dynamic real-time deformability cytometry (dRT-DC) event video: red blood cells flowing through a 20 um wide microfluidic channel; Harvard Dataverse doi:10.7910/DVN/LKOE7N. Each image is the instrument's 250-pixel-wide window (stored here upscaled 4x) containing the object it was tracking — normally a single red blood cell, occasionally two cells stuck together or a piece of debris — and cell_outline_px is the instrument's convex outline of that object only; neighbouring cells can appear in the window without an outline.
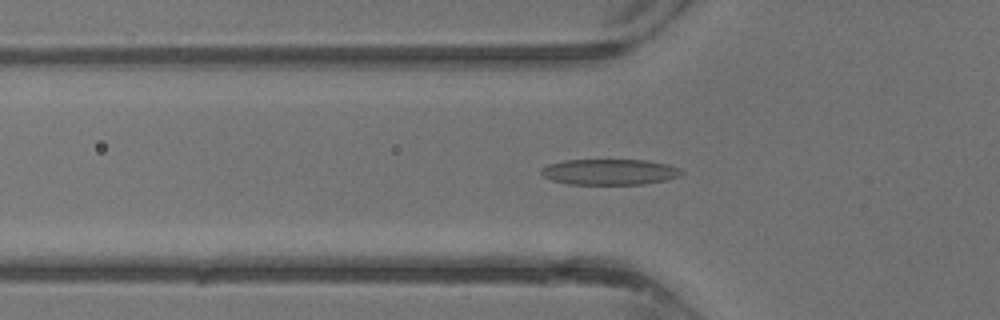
{"species": "common noctule bat (a hibernating species)", "species_latin": "Nyctalus noctula", "temperature_condition": "warm", "stored_images_in_passage": 38, "camera_frame_rate_fps": 3000, "um_per_image_px": 0.085, "animal": {"sex": "male", "body_mass_g": 13.3}, "frame": {"image": 1, "passage_image": 13, "time_ms": 4.0, "image_size_px": [1000, 320], "cell_outline_px": [[684, 172], [680, 176], [664, 180], [644, 184], [568, 184], [552, 180], [544, 176], [540, 172], [540, 168], [548, 164], [564, 160], [648, 160], [668, 164], [680, 168]], "centroid_in_image_um": [51.82, 14.61], "position_along_channel_um": 74.0, "area_um2": 21.15}}
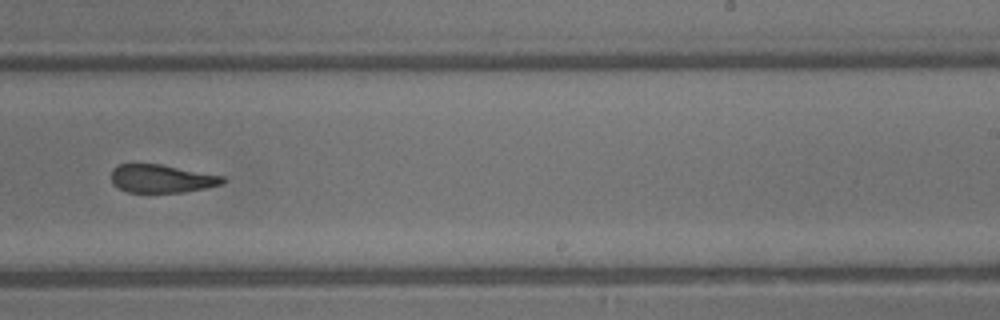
{"frame": {"image": 2, "passage_image": 24, "time_ms": 7.667, "image_size_px": [1000, 320], "cell_outline_px": [[228, 180], [224, 184], [184, 192], [128, 192], [112, 184], [112, 168], [120, 164], [160, 164], [224, 176]], "centroid_in_image_um": [13.77, 15.18], "position_along_channel_um": 275.2, "area_um2": 18.26}}
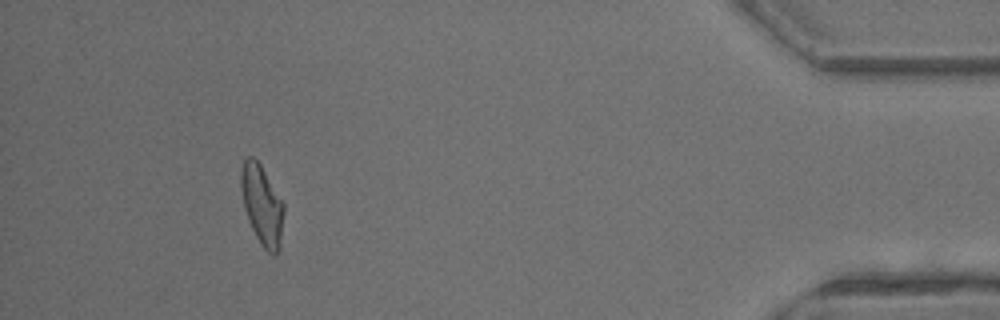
{"frame": {"image": 3, "passage_image": 35, "time_ms": 11.333, "image_size_px": [1000, 320], "cell_outline_px": [[284, 212], [280, 248], [276, 256], [272, 256], [260, 244], [248, 220], [244, 208], [240, 188], [240, 172], [244, 160], [248, 156], [252, 156], [260, 164], [284, 204]], "centroid_in_image_um": [22.27, 17.46], "position_along_channel_um": 412.9, "area_um2": 20.0}}